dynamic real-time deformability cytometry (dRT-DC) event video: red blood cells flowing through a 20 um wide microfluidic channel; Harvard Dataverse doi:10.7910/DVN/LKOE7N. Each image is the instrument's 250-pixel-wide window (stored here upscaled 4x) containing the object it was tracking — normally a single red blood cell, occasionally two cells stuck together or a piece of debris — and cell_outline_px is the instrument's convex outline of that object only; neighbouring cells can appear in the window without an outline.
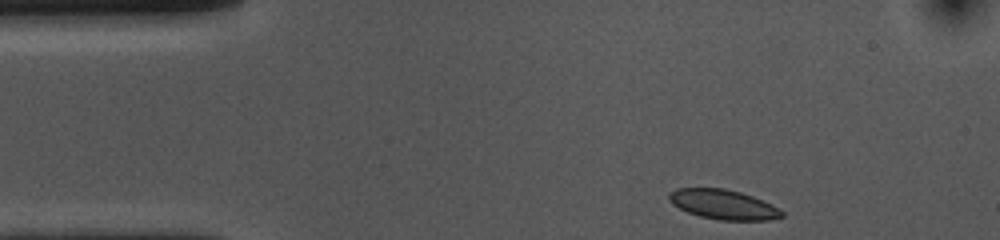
{"species": "common noctule bat (a hibernating species)", "species_latin": "Nyctalus noctula", "temperature_condition": "cold", "stored_images_in_passage": 38, "camera_frame_rate_fps": 3000, "um_per_image_px": 0.085, "animal": {"sex": "female", "body_mass_g": 10.0, "forearm_length_mm": 53.1}, "frame": {"image": 1, "passage_image": 1, "time_ms": 0.0, "image_size_px": [1000, 240], "cell_outline_px": [[784, 216], [768, 220], [720, 220], [700, 216], [688, 212], [672, 204], [668, 200], [668, 192], [676, 188], [724, 188], [740, 192], [752, 196], [780, 208], [784, 212]], "centroid_in_image_um": [61.46, 17.37], "position_along_channel_um": 23.5, "area_um2": 19.54}}
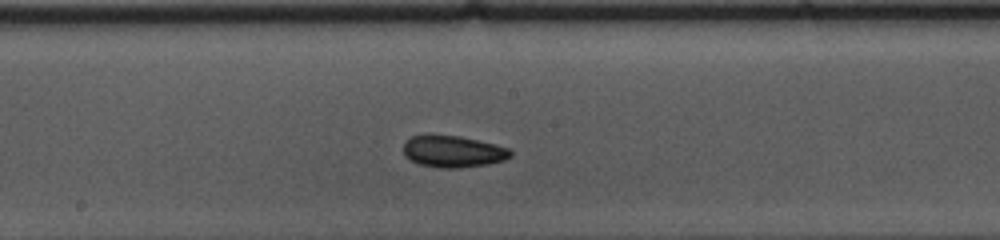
{"frame": {"image": 2, "passage_image": 21, "time_ms": 6.667, "image_size_px": [1000, 240], "cell_outline_px": [[512, 156], [504, 160], [488, 164], [460, 168], [436, 168], [420, 164], [404, 156], [404, 140], [412, 136], [460, 136], [480, 140], [496, 144], [508, 148], [512, 152]], "centroid_in_image_um": [38.53, 12.89], "position_along_channel_um": 209.7, "area_um2": 19.77}}
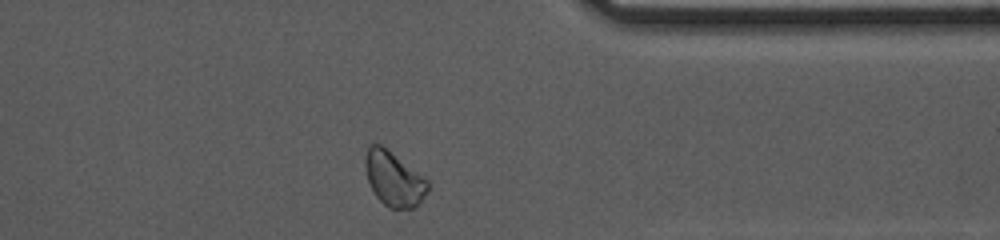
{"frame": {"image": 3, "passage_image": 36, "time_ms": 11.667, "image_size_px": [1000, 240], "cell_outline_px": [[428, 188], [424, 196], [412, 208], [388, 208], [376, 196], [368, 180], [364, 164], [364, 160], [368, 148], [372, 144], [380, 144], [428, 180]], "centroid_in_image_um": [33.45, 15.2], "position_along_channel_um": 378.0, "area_um2": 19.31}, "authors_computed_cell_mechanics": {"area_um2": 19.5653, "velocity_mm_per_s": 3.5998, "shape_relaxation_time_tau1_ms": 1.8973, "shape_relaxation_time_tau2_ms": 10.0811, "deformation_change_tau1": 0.0454, "deformation_change_tau2": 0.0887}}